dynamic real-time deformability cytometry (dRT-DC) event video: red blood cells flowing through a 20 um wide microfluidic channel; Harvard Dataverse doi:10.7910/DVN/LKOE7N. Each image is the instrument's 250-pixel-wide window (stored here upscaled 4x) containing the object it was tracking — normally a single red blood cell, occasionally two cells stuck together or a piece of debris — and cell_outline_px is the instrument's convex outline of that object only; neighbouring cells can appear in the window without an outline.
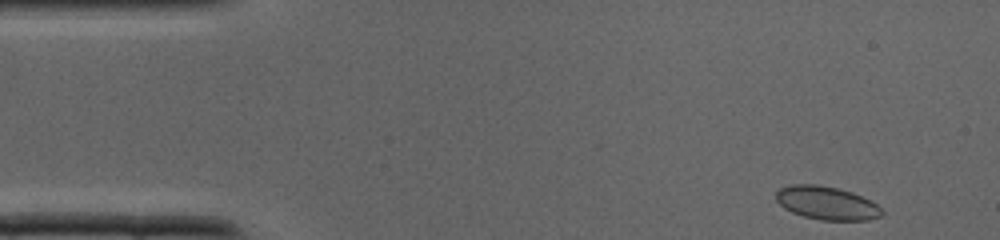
{"species": "common noctule bat (a hibernating species)", "species_latin": "Nyctalus noctula", "temperature_condition": "cold", "stored_images_in_passage": 35, "camera_frame_rate_fps": 3000, "um_per_image_px": 0.085, "animal": {"sex": "male", "body_mass_g": 19.0, "forearm_length_mm": 50.8}, "frame": {"image": 1, "passage_image": 1, "time_ms": 0.0, "image_size_px": [1000, 240], "cell_outline_px": [[884, 212], [880, 216], [868, 220], [820, 220], [804, 216], [792, 212], [784, 208], [776, 200], [776, 192], [780, 188], [792, 184], [816, 184], [836, 188], [852, 192], [876, 204]], "centroid_in_image_um": [70.24, 17.26], "position_along_channel_um": 14.8, "area_um2": 20.35}}
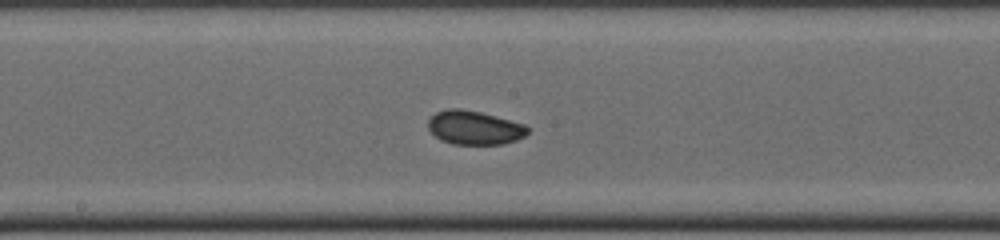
{"frame": {"image": 2, "passage_image": 17, "time_ms": 5.333, "image_size_px": [1000, 240], "cell_outline_px": [[528, 132], [524, 136], [516, 140], [504, 144], [452, 144], [440, 140], [428, 128], [428, 120], [436, 112], [448, 108], [460, 108], [480, 112], [524, 124], [528, 128]], "centroid_in_image_um": [40.3, 10.85], "position_along_channel_um": 207.9, "area_um2": 19.54}}
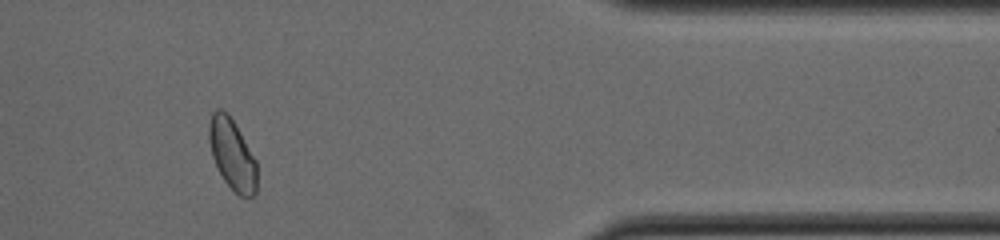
{"frame": {"image": 3, "passage_image": 29, "time_ms": 9.333, "image_size_px": [1000, 240], "cell_outline_px": [[256, 192], [252, 196], [240, 196], [224, 180], [212, 156], [208, 140], [208, 124], [212, 112], [216, 108], [220, 108], [228, 112], [256, 160]], "centroid_in_image_um": [19.71, 13.06], "position_along_channel_um": 391.7, "area_um2": 19.59}}